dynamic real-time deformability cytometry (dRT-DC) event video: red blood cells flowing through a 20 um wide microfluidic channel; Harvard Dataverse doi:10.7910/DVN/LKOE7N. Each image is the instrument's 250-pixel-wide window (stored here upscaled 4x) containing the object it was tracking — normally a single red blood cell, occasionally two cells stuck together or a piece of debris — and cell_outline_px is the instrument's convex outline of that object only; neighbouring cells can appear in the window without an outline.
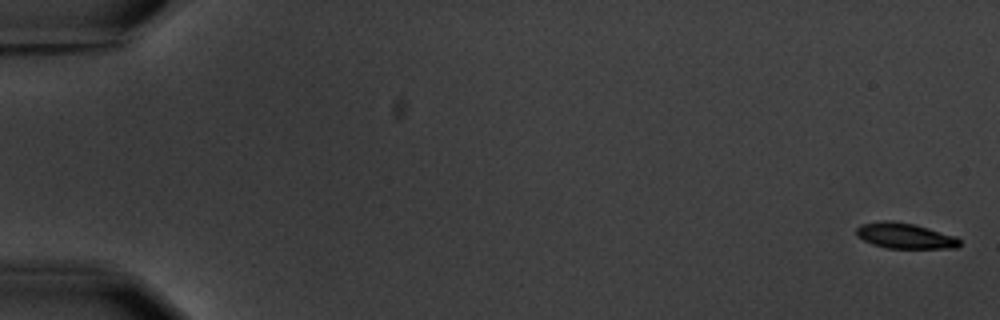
{"species": "common noctule bat (a hibernating species)", "species_latin": "Nyctalus noctula", "temperature_condition": "warm", "stored_images_in_passage": 5, "camera_frame_rate_fps": 3000, "um_per_image_px": 0.085, "animal": {"sex": "male", "body_mass_g": 20.1, "forearm_length_mm": 53.5}, "frame": {"image": 1, "passage_image": 1, "time_ms": 0.0, "image_size_px": [1000, 320], "cell_outline_px": [[960, 244], [956, 248], [888, 248], [872, 244], [856, 236], [856, 228], [860, 224], [880, 220], [892, 220], [916, 224], [956, 236], [960, 240]], "centroid_in_image_um": [76.9, 20.02], "position_along_channel_um": 8.1, "area_um2": 15.61}}
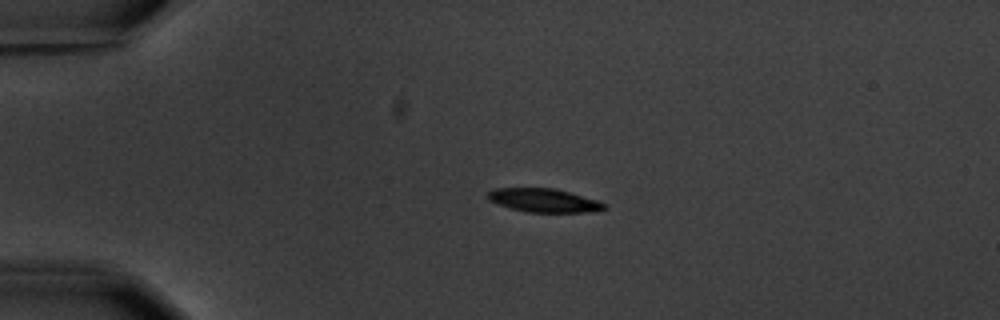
{"frame": {"image": 2, "passage_image": 4, "time_ms": 4.333, "image_size_px": [1000, 320], "cell_outline_px": [[608, 208], [600, 212], [528, 212], [512, 208], [488, 200], [488, 192], [496, 188], [556, 188], [600, 200], [608, 204]], "centroid_in_image_um": [46.37, 17.03], "position_along_channel_um": 38.6, "area_um2": 16.24}}